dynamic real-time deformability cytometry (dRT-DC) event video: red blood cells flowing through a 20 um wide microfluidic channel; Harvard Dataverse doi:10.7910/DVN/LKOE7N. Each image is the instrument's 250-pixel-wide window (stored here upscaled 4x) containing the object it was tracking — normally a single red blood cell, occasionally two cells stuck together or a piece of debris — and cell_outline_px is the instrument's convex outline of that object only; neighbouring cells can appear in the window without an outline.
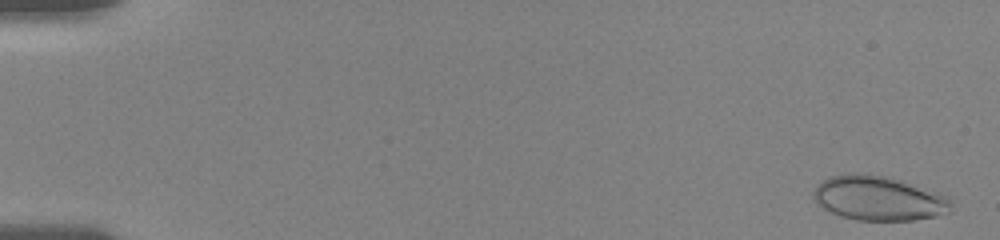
{"species": "human", "species_latin": "Homo sapiens", "temperature_condition": "room temperature", "stored_images_in_passage": 122, "camera_frame_rate_fps": 3000, "um_per_image_px": 0.085, "donor": {"sex": "female"}, "frame": {"image": 1, "passage_image": 4, "time_ms": 0.333, "image_size_px": [1000, 240], "cell_outline_px": [[952, 212], [936, 216], [916, 220], [856, 220], [840, 216], [816, 204], [812, 200], [812, 192], [828, 176], [848, 172], [860, 172], [884, 176], [900, 180], [948, 196], [952, 200]], "centroid_in_image_um": [74.67, 16.85], "position_along_channel_um": 10.3, "area_um2": 36.07}}
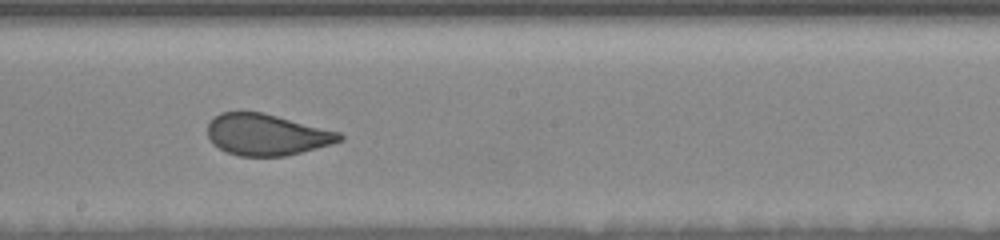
{"frame": {"image": 2, "passage_image": 90, "time_ms": 10.333, "image_size_px": [1000, 240], "cell_outline_px": [[344, 140], [332, 144], [284, 156], [240, 156], [228, 152], [212, 144], [208, 136], [208, 124], [220, 112], [260, 112], [340, 132], [344, 136]], "centroid_in_image_um": [22.67, 11.45], "position_along_channel_um": 225.5, "area_um2": 31.44}}
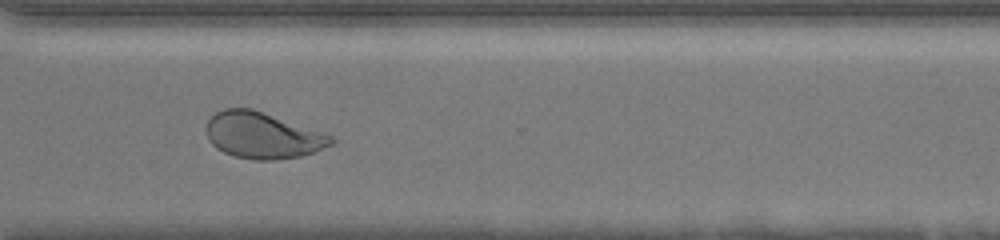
{"frame": {"image": 3, "passage_image": 121, "time_ms": 13.667, "image_size_px": [1000, 240], "cell_outline_px": [[336, 140], [332, 144], [312, 152], [300, 156], [272, 160], [252, 160], [236, 156], [224, 152], [216, 148], [208, 140], [204, 128], [208, 120], [216, 112], [224, 108], [252, 108], [332, 136]], "centroid_in_image_um": [22.26, 11.5], "position_along_channel_um": 348.3, "area_um2": 33.41}}